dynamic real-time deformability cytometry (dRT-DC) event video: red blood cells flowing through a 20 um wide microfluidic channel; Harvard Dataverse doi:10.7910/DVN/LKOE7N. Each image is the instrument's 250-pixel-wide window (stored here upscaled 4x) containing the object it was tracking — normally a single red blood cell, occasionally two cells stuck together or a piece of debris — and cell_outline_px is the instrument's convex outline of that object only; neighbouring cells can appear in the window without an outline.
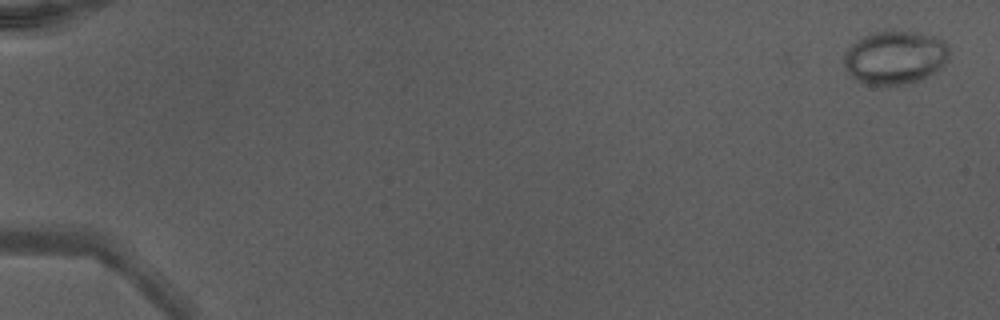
{"species": "Egyptian fruit bat (a non-hibernating species)", "species_latin": "Rousettus aegyptiacus", "temperature_condition": "warm", "stored_images_in_passage": 6, "camera_frame_rate_fps": 3000, "um_per_image_px": 0.085, "animal": {"sex": "male"}, "frame": {"image": 1, "passage_image": 2, "time_ms": 0.333, "image_size_px": [1000, 320], "cell_outline_px": [[948, 56], [944, 64], [940, 68], [920, 80], [908, 84], [888, 88], [884, 88], [864, 84], [852, 76], [844, 68], [844, 52], [856, 40], [872, 32], [916, 32], [932, 36], [944, 40], [948, 48]], "centroid_in_image_um": [76.04, 4.94], "position_along_channel_um": 9.0, "area_um2": 33.12}}